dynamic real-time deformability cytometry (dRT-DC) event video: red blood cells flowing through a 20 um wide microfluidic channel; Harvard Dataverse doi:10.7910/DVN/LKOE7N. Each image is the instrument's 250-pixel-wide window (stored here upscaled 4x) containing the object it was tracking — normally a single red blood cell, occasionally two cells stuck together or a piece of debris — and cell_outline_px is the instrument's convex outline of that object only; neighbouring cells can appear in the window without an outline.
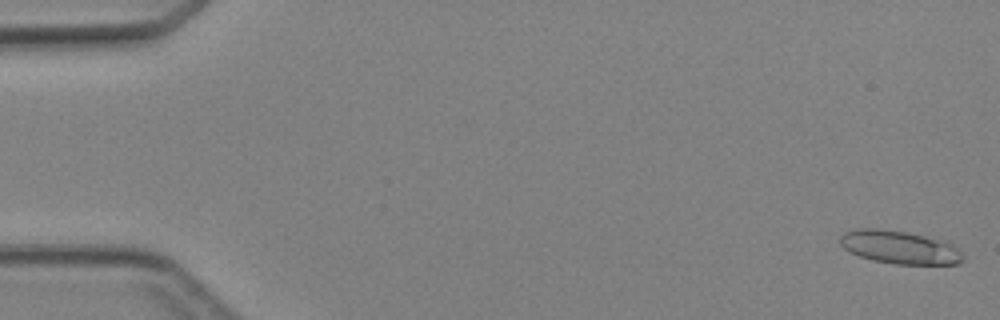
{"species": "Egyptian fruit bat (a non-hibernating species)", "species_latin": "Rousettus aegyptiacus", "temperature_condition": "cold", "stored_images_in_passage": 5, "camera_frame_rate_fps": 3000, "um_per_image_px": 0.085, "animal": {"sex": "female"}, "frame": {"image": 1, "passage_image": 1, "time_ms": 0.0, "image_size_px": [1000, 320], "cell_outline_px": [[964, 260], [960, 264], [896, 264], [872, 260], [848, 252], [840, 244], [840, 236], [844, 232], [856, 228], [880, 228], [908, 232], [948, 240], [964, 256]], "centroid_in_image_um": [76.48, 21.0], "position_along_channel_um": 8.5, "area_um2": 24.16}}
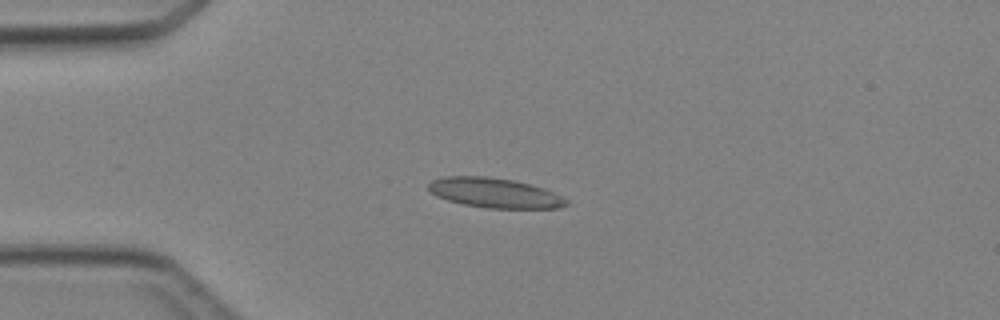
{"frame": {"image": 2, "passage_image": 4, "time_ms": 3.667, "image_size_px": [1000, 320], "cell_outline_px": [[568, 204], [556, 208], [488, 208], [464, 204], [448, 200], [436, 196], [428, 188], [428, 184], [432, 180], [444, 176], [488, 176], [512, 180], [544, 188], [568, 200]], "centroid_in_image_um": [42.02, 16.39], "position_along_channel_um": 43.0, "area_um2": 23.7}}